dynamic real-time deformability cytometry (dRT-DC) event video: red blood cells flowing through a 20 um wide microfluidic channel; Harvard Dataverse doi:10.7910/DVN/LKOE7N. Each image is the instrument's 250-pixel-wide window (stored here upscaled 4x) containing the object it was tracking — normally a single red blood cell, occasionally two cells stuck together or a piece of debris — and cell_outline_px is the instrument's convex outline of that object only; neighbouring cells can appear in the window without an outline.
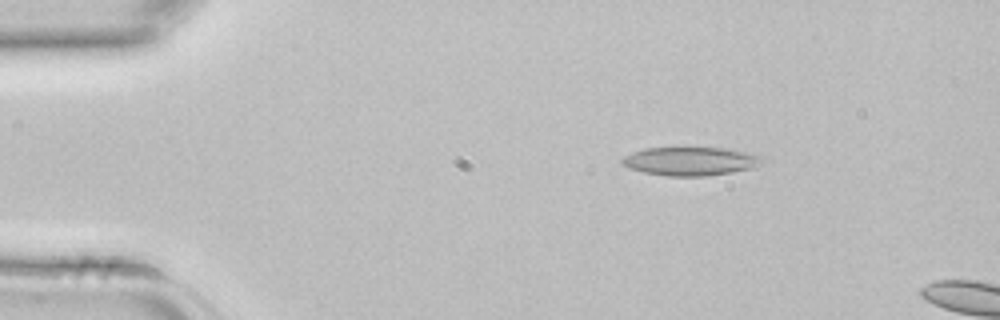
{"species": "common noctule bat (a hibernating species)", "species_latin": "Nyctalus noctula", "temperature_condition": "room temperature", "stored_images_in_passage": 2, "camera_frame_rate_fps": 3000, "um_per_image_px": 0.085, "animal": {"sex": "female", "body_mass_g": 22.7, "forearm_length_mm": 54.2}, "frame": {"image": 1, "passage_image": 1, "time_ms": 0.0, "image_size_px": [1000, 320], "cell_outline_px": [[768, 160], [752, 168], [732, 172], [704, 176], [668, 176], [644, 172], [628, 168], [620, 164], [620, 160], [624, 156], [632, 152], [644, 148], [724, 148], [748, 152], [764, 156]], "centroid_in_image_um": [58.71, 13.7], "position_along_channel_um": 26.3, "area_um2": 23.52}}